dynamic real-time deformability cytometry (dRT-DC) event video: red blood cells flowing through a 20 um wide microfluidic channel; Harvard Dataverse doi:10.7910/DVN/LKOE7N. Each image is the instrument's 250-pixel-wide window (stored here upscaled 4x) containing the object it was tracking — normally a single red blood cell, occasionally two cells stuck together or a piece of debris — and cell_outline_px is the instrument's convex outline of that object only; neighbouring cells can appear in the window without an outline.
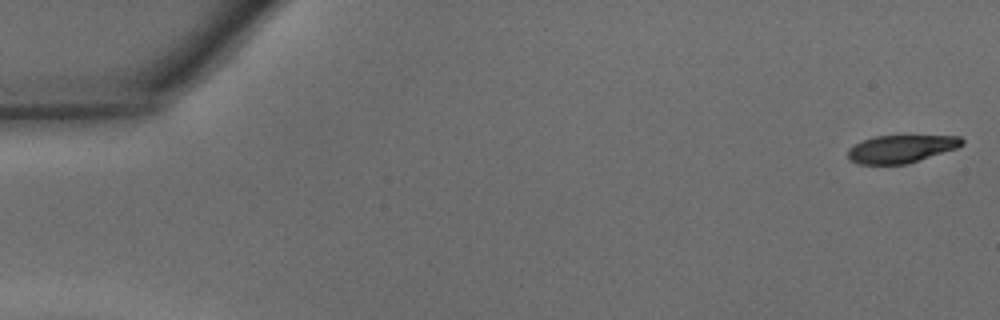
{"species": "common noctule bat (a hibernating species)", "species_latin": "Nyctalus noctula", "temperature_condition": "warm", "stored_images_in_passage": 46, "camera_frame_rate_fps": 3000, "um_per_image_px": 0.085, "animal": {"sex": "male", "body_mass_g": 15.6}, "frame": {"image": 1, "passage_image": 1, "time_ms": 0.0, "image_size_px": [1000, 320], "cell_outline_px": [[964, 144], [956, 148], [908, 164], [856, 164], [848, 160], [848, 148], [864, 140], [876, 136], [960, 136], [964, 140]], "centroid_in_image_um": [76.58, 12.66], "position_along_channel_um": 8.4, "area_um2": 18.38}}
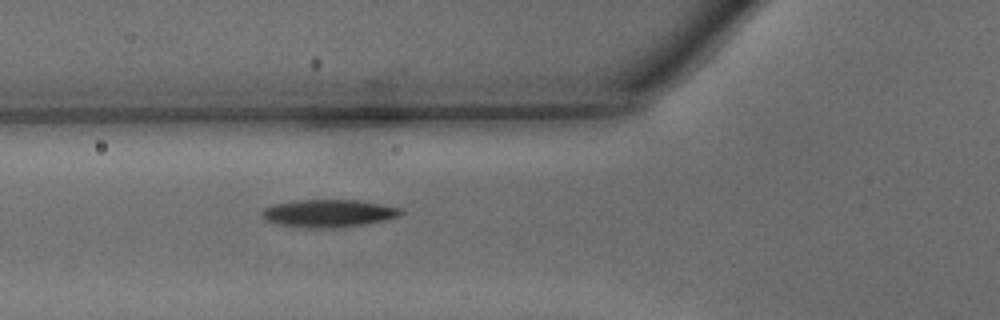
{"frame": {"image": 2, "passage_image": 17, "time_ms": 5.333, "image_size_px": [1000, 320], "cell_outline_px": [[404, 212], [400, 216], [384, 220], [364, 224], [332, 228], [304, 228], [276, 224], [264, 220], [260, 216], [260, 212], [264, 208], [272, 204], [296, 200], [356, 200], [380, 204], [400, 208]], "centroid_in_image_um": [27.85, 18.13], "position_along_channel_um": 98.0, "area_um2": 22.54}}
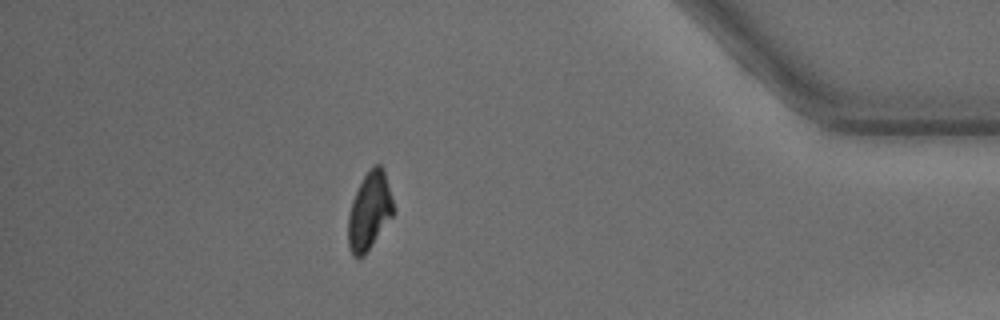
{"frame": {"image": 3, "passage_image": 41, "time_ms": 13.333, "image_size_px": [1000, 320], "cell_outline_px": [[396, 212], [364, 256], [352, 256], [348, 248], [348, 216], [352, 200], [364, 176], [372, 164], [380, 164], [384, 168], [396, 208]], "centroid_in_image_um": [31.43, 17.92], "position_along_channel_um": 403.8, "area_um2": 20.87}, "authors_computed_cell_mechanics": {"area_um2": 21.097, "velocity_mm_per_s": 4.3476, "shape_relaxation_time_tau1_ms": 2.1638, "shape_relaxation_time_tau2_ms": 2.6895, "deformation_change_tau1": 0.154, "deformation_change_tau2": 0.0922}}